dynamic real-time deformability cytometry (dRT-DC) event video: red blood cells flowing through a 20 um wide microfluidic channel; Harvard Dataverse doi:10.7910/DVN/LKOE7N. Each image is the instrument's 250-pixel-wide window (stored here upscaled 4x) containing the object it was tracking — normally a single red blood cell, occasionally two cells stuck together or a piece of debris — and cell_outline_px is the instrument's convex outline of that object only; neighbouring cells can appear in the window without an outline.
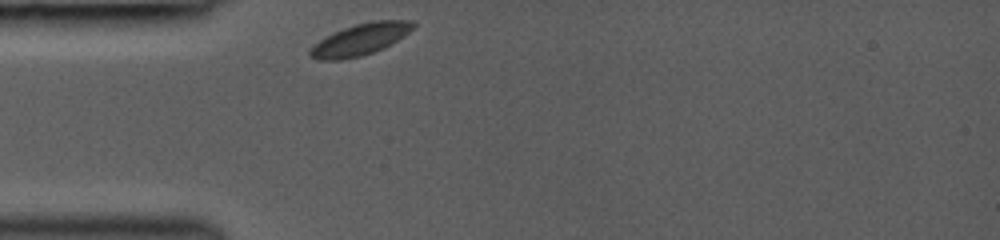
{"species": "common noctule bat (a hibernating species)", "species_latin": "Nyctalus noctula", "temperature_condition": "room temperature", "stored_images_in_passage": 28, "camera_frame_rate_fps": 3000, "um_per_image_px": 0.085, "animal": {"sex": "female", "body_mass_g": 19.0, "forearm_length_mm": 53.3}, "frame": {"image": 1, "passage_image": 1, "time_ms": 0.0, "image_size_px": [1000, 240], "cell_outline_px": [[416, 24], [408, 32], [384, 48], [360, 56], [340, 60], [320, 60], [308, 56], [308, 52], [320, 40], [344, 28], [356, 24], [376, 20], [412, 20]], "centroid_in_image_um": [30.62, 3.36], "position_along_channel_um": 54.4, "area_um2": 18.5}}
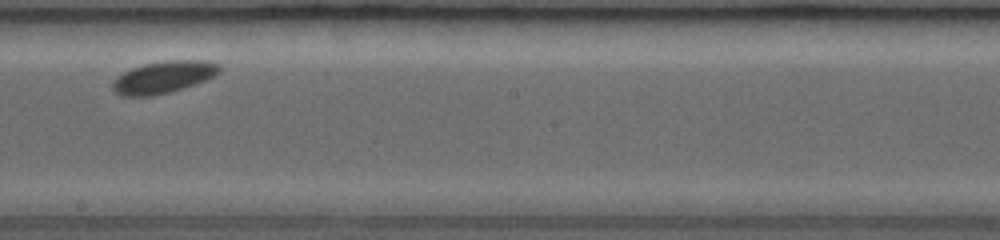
{"frame": {"image": 2, "passage_image": 15, "time_ms": 4.667, "image_size_px": [1000, 240], "cell_outline_px": [[220, 72], [204, 80], [168, 92], [152, 96], [124, 96], [116, 92], [112, 88], [112, 84], [116, 76], [132, 68], [144, 64], [164, 60], [208, 60], [220, 64]], "centroid_in_image_um": [13.88, 6.53], "position_along_channel_um": 234.3, "area_um2": 19.71}}
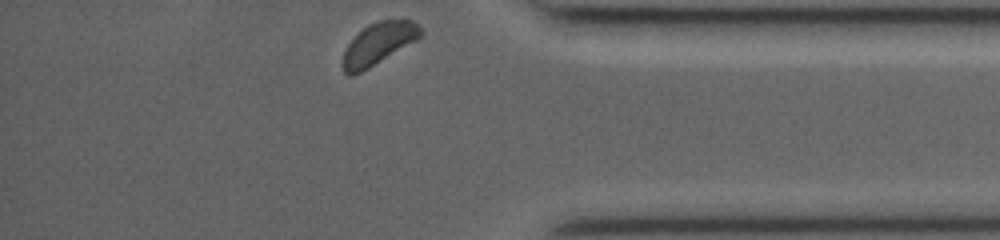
{"frame": {"image": 3, "passage_image": 28, "time_ms": 9.0, "image_size_px": [1000, 240], "cell_outline_px": [[424, 32], [416, 40], [368, 68], [352, 76], [348, 76], [344, 72], [344, 52], [348, 44], [368, 24], [380, 20], [412, 20]], "centroid_in_image_um": [32.18, 3.7], "position_along_channel_um": 403.0, "area_um2": 18.38}, "authors_computed_cell_mechanics": {"area_um2": 18.9006, "velocity_mm_per_s": 4.0171, "shape_relaxation_time_tau1_ms": 0.1807, "shape_relaxation_time_tau2_ms": null, "deformation_change_tau1": 0.0097, "deformation_change_tau2": null}}